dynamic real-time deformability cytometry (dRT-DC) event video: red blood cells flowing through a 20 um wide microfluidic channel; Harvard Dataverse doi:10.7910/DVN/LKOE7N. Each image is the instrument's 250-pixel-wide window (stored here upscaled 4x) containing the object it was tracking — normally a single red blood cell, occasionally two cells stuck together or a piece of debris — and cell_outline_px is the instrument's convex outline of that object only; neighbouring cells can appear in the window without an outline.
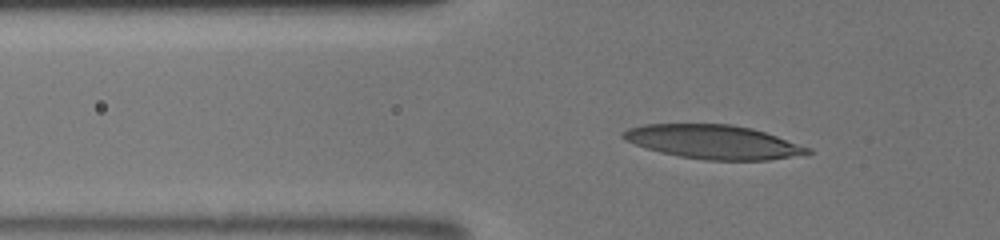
{"species": "human", "species_latin": "Homo sapiens", "temperature_condition": "room temperature", "stored_images_in_passage": 13, "camera_frame_rate_fps": 3000, "um_per_image_px": 0.085, "donor": {"sex": "male"}, "frame": {"image": 1, "passage_image": 11, "time_ms": 5.333, "image_size_px": [1000, 240], "cell_outline_px": [[812, 152], [808, 156], [768, 160], [708, 160], [680, 156], [660, 152], [624, 140], [620, 136], [620, 132], [628, 128], [644, 124], [732, 124], [752, 128], [812, 148]], "centroid_in_image_um": [60.69, 12.07], "position_along_channel_um": 65.1, "area_um2": 36.7}}